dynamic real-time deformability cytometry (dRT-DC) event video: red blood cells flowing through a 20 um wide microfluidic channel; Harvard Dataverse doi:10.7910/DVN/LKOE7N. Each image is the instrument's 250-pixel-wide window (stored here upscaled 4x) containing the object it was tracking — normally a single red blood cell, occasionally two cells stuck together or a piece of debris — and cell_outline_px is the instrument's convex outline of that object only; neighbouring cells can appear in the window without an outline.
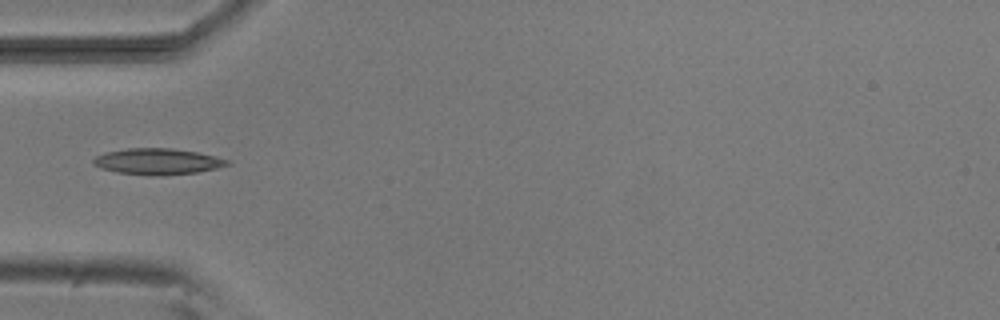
{"species": "common noctule bat (a hibernating species)", "species_latin": "Nyctalus noctula", "temperature_condition": "room temperature", "stored_images_in_passage": 5, "camera_frame_rate_fps": 3000, "um_per_image_px": 0.085, "animal": {"sex": "male", "body_mass_g": 20.5, "forearm_length_mm": 52.5}, "frame": {"image": 1, "passage_image": 5, "time_ms": 4.333, "image_size_px": [1000, 320], "cell_outline_px": [[232, 164], [216, 168], [196, 172], [160, 176], [152, 176], [116, 172], [100, 168], [92, 164], [92, 160], [96, 156], [104, 152], [128, 148], [172, 148], [196, 152], [216, 156], [228, 160]], "centroid_in_image_um": [13.36, 13.73], "position_along_channel_um": 71.6, "area_um2": 20.52}}